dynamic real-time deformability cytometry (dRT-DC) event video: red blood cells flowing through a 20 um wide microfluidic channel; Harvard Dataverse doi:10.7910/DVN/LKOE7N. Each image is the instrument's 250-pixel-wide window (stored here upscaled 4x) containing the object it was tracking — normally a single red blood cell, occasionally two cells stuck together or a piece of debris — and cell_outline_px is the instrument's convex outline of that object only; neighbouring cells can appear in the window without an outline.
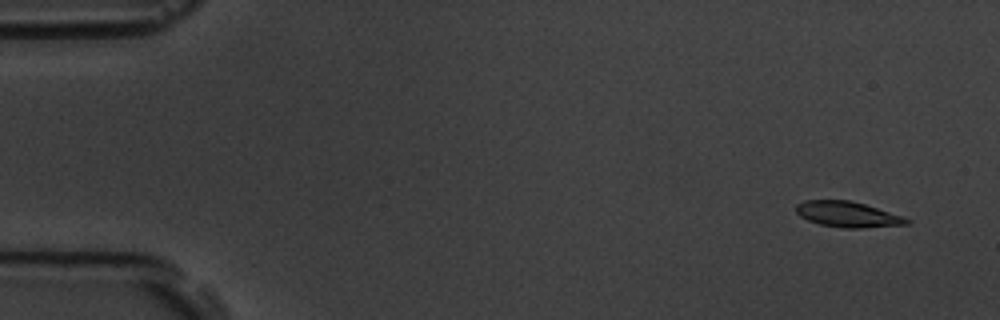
{"species": "common noctule bat (a hibernating species)", "species_latin": "Nyctalus noctula", "temperature_condition": "room temperature", "stored_images_in_passage": 6, "camera_frame_rate_fps": 3000, "um_per_image_px": 0.085, "animal": {"sex": "male", "body_mass_g": 19.5, "forearm_length_mm": 54.6}, "frame": {"image": 1, "passage_image": 2, "time_ms": 1.0, "image_size_px": [1000, 320], "cell_outline_px": [[912, 220], [908, 224], [860, 228], [844, 228], [820, 224], [808, 220], [800, 216], [796, 212], [796, 204], [804, 200], [848, 200], [864, 204]], "centroid_in_image_um": [72.0, 18.22], "position_along_channel_um": 13.0, "area_um2": 16.24}}
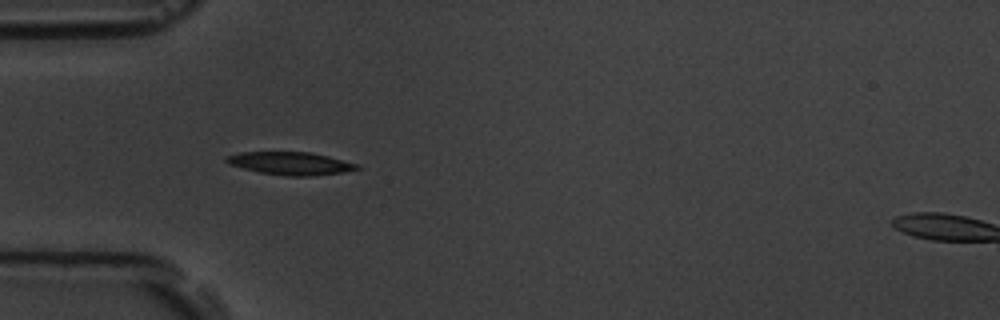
{"frame": {"image": 2, "passage_image": 6, "time_ms": 5.667, "image_size_px": [1000, 320], "cell_outline_px": [[360, 168], [344, 172], [312, 176], [288, 176], [260, 172], [228, 164], [224, 160], [224, 156], [240, 152], [312, 152], [360, 164]], "centroid_in_image_um": [24.7, 13.88], "position_along_channel_um": 60.3, "area_um2": 17.46}}